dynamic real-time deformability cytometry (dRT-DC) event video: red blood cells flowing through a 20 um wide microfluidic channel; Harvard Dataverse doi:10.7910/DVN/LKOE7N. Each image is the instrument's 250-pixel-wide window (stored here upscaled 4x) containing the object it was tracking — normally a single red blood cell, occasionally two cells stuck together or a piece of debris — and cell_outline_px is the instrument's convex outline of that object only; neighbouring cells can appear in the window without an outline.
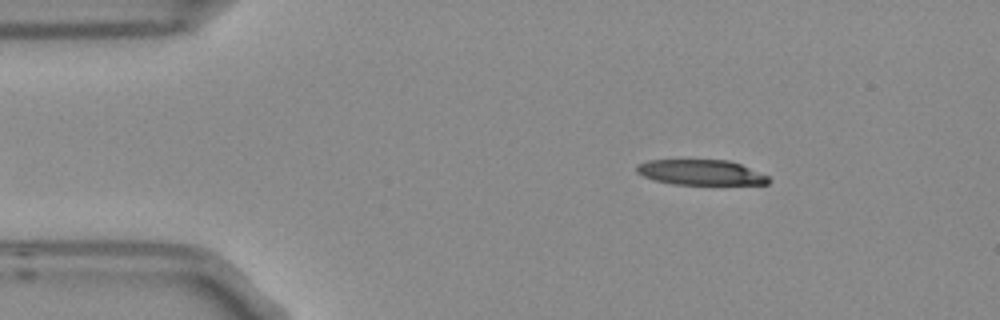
{"species": "Egyptian fruit bat (a non-hibernating species)", "species_latin": "Rousettus aegyptiacus", "temperature_condition": "room temperature", "stored_images_in_passage": 3, "camera_frame_rate_fps": 3000, "um_per_image_px": 0.085, "frame": {"image": 1, "passage_image": 1, "time_ms": 0.0, "image_size_px": [1000, 320], "cell_outline_px": [[772, 180], [768, 184], [672, 184], [656, 180], [644, 176], [636, 172], [636, 164], [648, 160], [728, 160], [740, 164], [768, 176]], "centroid_in_image_um": [59.56, 14.65], "position_along_channel_um": 25.4, "area_um2": 19.31}}
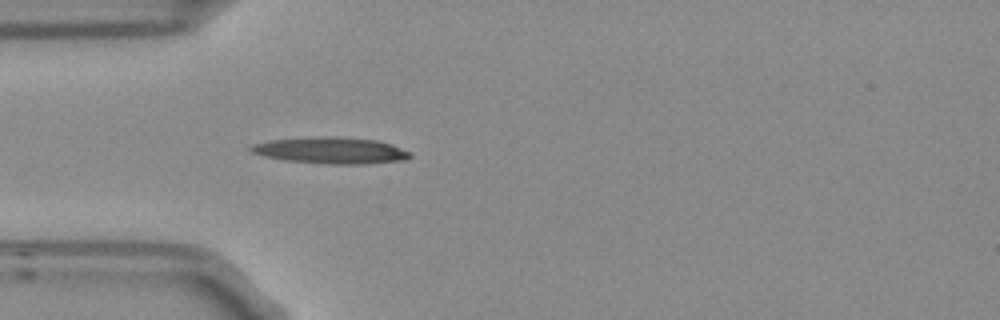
{"frame": {"image": 2, "passage_image": 3, "time_ms": 0.667, "image_size_px": [1000, 320], "cell_outline_px": [[412, 156], [404, 160], [368, 164], [328, 164], [280, 160], [264, 156], [252, 152], [248, 148], [252, 144], [268, 140], [324, 136], [336, 136], [380, 140], [392, 144], [412, 152]], "centroid_in_image_um": [28.15, 12.79], "position_along_channel_um": 56.9, "area_um2": 24.97}}